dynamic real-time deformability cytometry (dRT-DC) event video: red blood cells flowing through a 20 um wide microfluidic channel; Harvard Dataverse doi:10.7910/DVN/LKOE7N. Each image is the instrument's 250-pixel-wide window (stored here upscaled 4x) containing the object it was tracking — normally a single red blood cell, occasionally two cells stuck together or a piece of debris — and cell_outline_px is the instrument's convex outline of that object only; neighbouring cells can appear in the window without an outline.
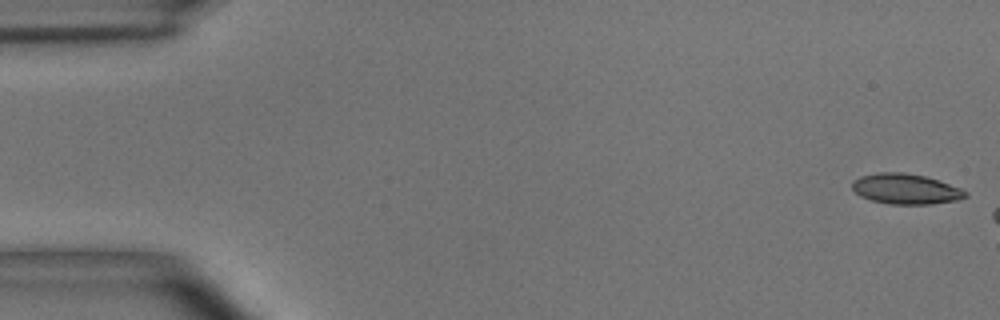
{"species": "common noctule bat (a hibernating species)", "species_latin": "Nyctalus noctula", "temperature_condition": "room temperature", "stored_images_in_passage": 7, "camera_frame_rate_fps": 3000, "um_per_image_px": 0.085, "animal": {"sex": "male", "body_mass_g": 15.6}, "frame": {"image": 1, "passage_image": 1, "time_ms": 0.0, "image_size_px": [1000, 320], "cell_outline_px": [[968, 196], [960, 200], [932, 204], [888, 204], [872, 200], [860, 196], [852, 188], [852, 180], [860, 176], [880, 172], [904, 172], [924, 176], [960, 188], [968, 192]], "centroid_in_image_um": [76.98, 16.06], "position_along_channel_um": 8.0, "area_um2": 20.06}}